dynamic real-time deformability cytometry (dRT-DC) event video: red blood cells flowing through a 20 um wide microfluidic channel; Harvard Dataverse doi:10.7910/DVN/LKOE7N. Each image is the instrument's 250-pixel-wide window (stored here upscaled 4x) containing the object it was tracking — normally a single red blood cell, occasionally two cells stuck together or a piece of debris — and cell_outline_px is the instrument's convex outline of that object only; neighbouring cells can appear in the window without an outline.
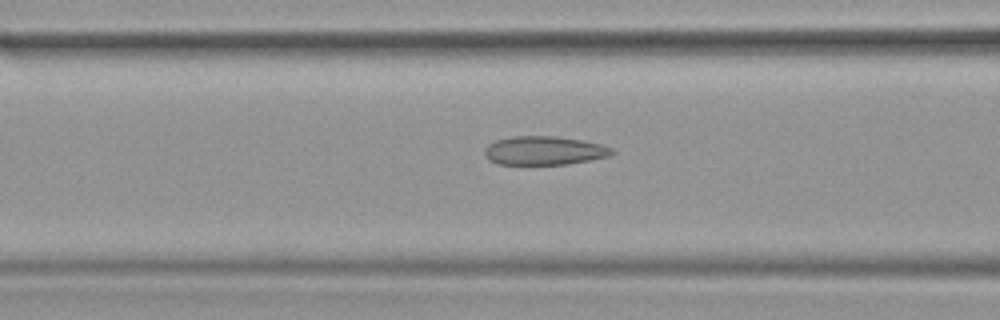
{"species": "common noctule bat (a hibernating species)", "species_latin": "Nyctalus noctula", "temperature_condition": "warm", "stored_images_in_passage": 38, "camera_frame_rate_fps": 3000, "um_per_image_px": 0.085, "animal": {"sex": "female", "body_mass_g": 19.9}, "frame": {"image": 1, "passage_image": 15, "time_ms": 4.667, "image_size_px": [1000, 320], "cell_outline_px": [[616, 152], [612, 156], [568, 164], [496, 164], [488, 160], [484, 156], [484, 148], [488, 144], [496, 140], [512, 136], [556, 136], [580, 140], [600, 144], [612, 148]], "centroid_in_image_um": [46.24, 12.8], "position_along_channel_um": 120.4, "area_um2": 21.5}}
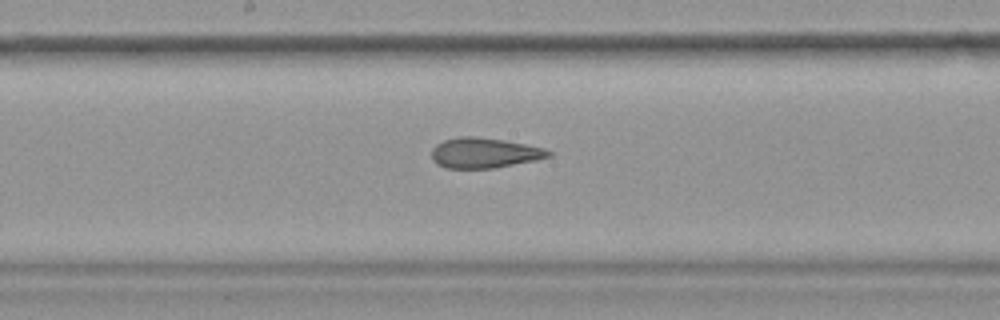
{"frame": {"image": 2, "passage_image": 20, "time_ms": 6.333, "image_size_px": [1000, 320], "cell_outline_px": [[552, 156], [536, 160], [492, 168], [444, 168], [436, 164], [432, 160], [432, 148], [436, 144], [444, 140], [460, 136], [472, 136], [504, 140], [544, 148], [552, 152]], "centroid_in_image_um": [41.14, 13.0], "position_along_channel_um": 207.1, "area_um2": 20.58}}
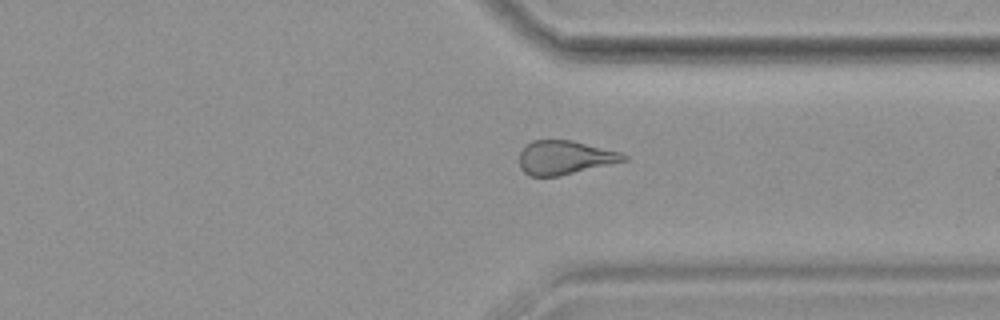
{"frame": {"image": 3, "passage_image": 29, "time_ms": 9.333, "image_size_px": [1000, 320], "cell_outline_px": [[628, 160], [560, 176], [528, 176], [520, 168], [520, 152], [532, 140], [572, 140], [620, 152], [628, 156]], "centroid_in_image_um": [48.01, 13.4], "position_along_channel_um": 363.4, "area_um2": 20.52}}